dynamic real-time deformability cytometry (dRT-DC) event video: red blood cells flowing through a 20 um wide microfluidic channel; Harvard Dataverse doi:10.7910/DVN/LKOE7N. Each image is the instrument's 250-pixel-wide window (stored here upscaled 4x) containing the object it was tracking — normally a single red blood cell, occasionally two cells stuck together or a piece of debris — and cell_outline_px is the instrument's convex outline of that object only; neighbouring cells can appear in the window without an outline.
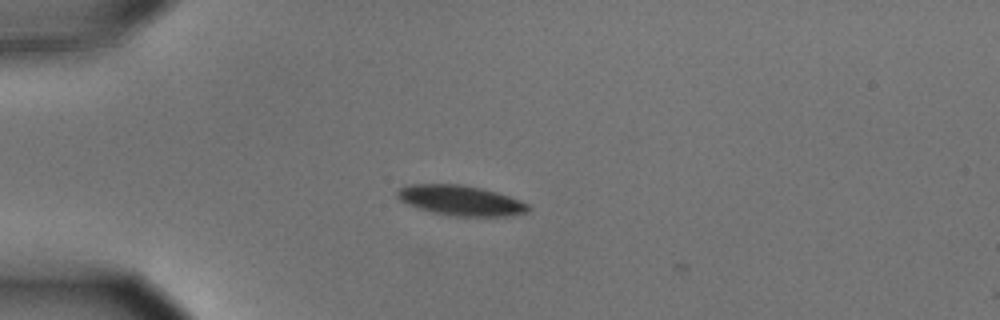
{"species": "common noctule bat (a hibernating species)", "species_latin": "Nyctalus noctula", "temperature_condition": "cold", "stored_images_in_passage": 2, "camera_frame_rate_fps": 3000, "um_per_image_px": 0.085, "animal": {"sex": "male", "body_mass_g": 15.6}, "frame": {"image": 1, "passage_image": 1, "time_ms": 0.0, "image_size_px": [1000, 320], "cell_outline_px": [[532, 208], [528, 212], [508, 216], [456, 216], [432, 212], [408, 204], [400, 200], [396, 196], [396, 192], [400, 188], [408, 184], [460, 184], [480, 188], [496, 192], [520, 200], [528, 204]], "centroid_in_image_um": [39.17, 17.03], "position_along_channel_um": 45.8, "area_um2": 22.89}}